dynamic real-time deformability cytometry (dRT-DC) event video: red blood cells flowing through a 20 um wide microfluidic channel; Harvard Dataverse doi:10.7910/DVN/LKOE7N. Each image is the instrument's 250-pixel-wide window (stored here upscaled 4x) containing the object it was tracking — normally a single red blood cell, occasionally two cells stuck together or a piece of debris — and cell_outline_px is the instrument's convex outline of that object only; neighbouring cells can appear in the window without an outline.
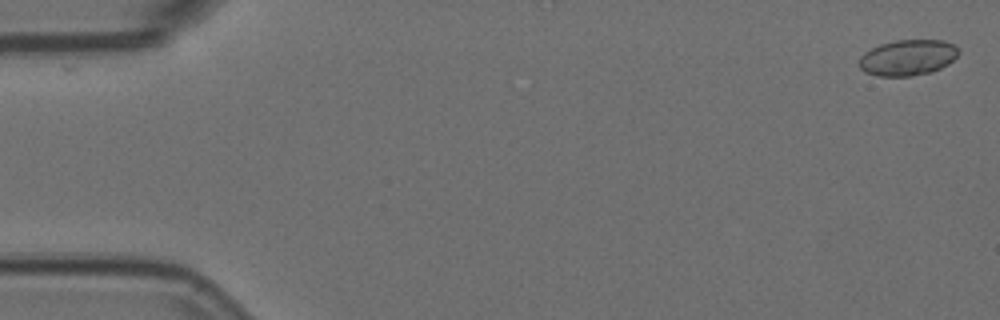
{"species": "Egyptian fruit bat (a non-hibernating species)", "species_latin": "Rousettus aegyptiacus", "temperature_condition": "room temperature", "stored_images_in_passage": 3, "camera_frame_rate_fps": 3000, "um_per_image_px": 0.085, "animal": {"sex": "female"}, "frame": {"image": 1, "passage_image": 1, "time_ms": 0.0, "image_size_px": [1000, 320], "cell_outline_px": [[960, 52], [948, 64], [932, 72], [912, 76], [880, 76], [864, 72], [860, 68], [860, 56], [864, 52], [880, 44], [896, 40], [944, 40], [952, 44]], "centroid_in_image_um": [77.14, 4.9], "position_along_channel_um": 7.9, "area_um2": 20.69}}